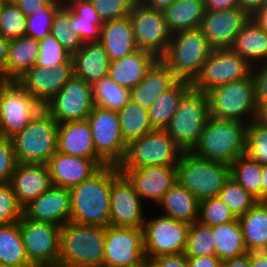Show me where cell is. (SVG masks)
<instances>
[{
    "label": "cell",
    "mask_w": 267,
    "mask_h": 267,
    "mask_svg": "<svg viewBox=\"0 0 267 267\" xmlns=\"http://www.w3.org/2000/svg\"><path fill=\"white\" fill-rule=\"evenodd\" d=\"M70 221L82 225L109 226L111 165L101 167L90 178L69 188Z\"/></svg>",
    "instance_id": "cell-1"
},
{
    "label": "cell",
    "mask_w": 267,
    "mask_h": 267,
    "mask_svg": "<svg viewBox=\"0 0 267 267\" xmlns=\"http://www.w3.org/2000/svg\"><path fill=\"white\" fill-rule=\"evenodd\" d=\"M248 123L210 117L191 151L195 156L230 165L246 152Z\"/></svg>",
    "instance_id": "cell-2"
},
{
    "label": "cell",
    "mask_w": 267,
    "mask_h": 267,
    "mask_svg": "<svg viewBox=\"0 0 267 267\" xmlns=\"http://www.w3.org/2000/svg\"><path fill=\"white\" fill-rule=\"evenodd\" d=\"M106 227L67 222L60 229L59 264L102 267Z\"/></svg>",
    "instance_id": "cell-3"
},
{
    "label": "cell",
    "mask_w": 267,
    "mask_h": 267,
    "mask_svg": "<svg viewBox=\"0 0 267 267\" xmlns=\"http://www.w3.org/2000/svg\"><path fill=\"white\" fill-rule=\"evenodd\" d=\"M213 49L199 28L185 30L172 35L161 60L178 80L192 83Z\"/></svg>",
    "instance_id": "cell-4"
},
{
    "label": "cell",
    "mask_w": 267,
    "mask_h": 267,
    "mask_svg": "<svg viewBox=\"0 0 267 267\" xmlns=\"http://www.w3.org/2000/svg\"><path fill=\"white\" fill-rule=\"evenodd\" d=\"M58 123L43 109L14 137L17 163L47 164L58 151Z\"/></svg>",
    "instance_id": "cell-5"
},
{
    "label": "cell",
    "mask_w": 267,
    "mask_h": 267,
    "mask_svg": "<svg viewBox=\"0 0 267 267\" xmlns=\"http://www.w3.org/2000/svg\"><path fill=\"white\" fill-rule=\"evenodd\" d=\"M210 118L207 93L192 87L181 98L177 110L165 131L182 149L191 152Z\"/></svg>",
    "instance_id": "cell-6"
},
{
    "label": "cell",
    "mask_w": 267,
    "mask_h": 267,
    "mask_svg": "<svg viewBox=\"0 0 267 267\" xmlns=\"http://www.w3.org/2000/svg\"><path fill=\"white\" fill-rule=\"evenodd\" d=\"M207 96L212 118L243 123L256 119L258 105L251 74L240 81L217 86L208 91Z\"/></svg>",
    "instance_id": "cell-7"
},
{
    "label": "cell",
    "mask_w": 267,
    "mask_h": 267,
    "mask_svg": "<svg viewBox=\"0 0 267 267\" xmlns=\"http://www.w3.org/2000/svg\"><path fill=\"white\" fill-rule=\"evenodd\" d=\"M177 181L199 201L218 196L230 178V165L183 152L177 163Z\"/></svg>",
    "instance_id": "cell-8"
},
{
    "label": "cell",
    "mask_w": 267,
    "mask_h": 267,
    "mask_svg": "<svg viewBox=\"0 0 267 267\" xmlns=\"http://www.w3.org/2000/svg\"><path fill=\"white\" fill-rule=\"evenodd\" d=\"M183 151L165 130H152L127 144L119 169L177 166Z\"/></svg>",
    "instance_id": "cell-9"
},
{
    "label": "cell",
    "mask_w": 267,
    "mask_h": 267,
    "mask_svg": "<svg viewBox=\"0 0 267 267\" xmlns=\"http://www.w3.org/2000/svg\"><path fill=\"white\" fill-rule=\"evenodd\" d=\"M44 107L15 81L0 85V128L3 138L21 132Z\"/></svg>",
    "instance_id": "cell-10"
},
{
    "label": "cell",
    "mask_w": 267,
    "mask_h": 267,
    "mask_svg": "<svg viewBox=\"0 0 267 267\" xmlns=\"http://www.w3.org/2000/svg\"><path fill=\"white\" fill-rule=\"evenodd\" d=\"M252 66L231 48L213 49L191 87L202 93L251 74Z\"/></svg>",
    "instance_id": "cell-11"
},
{
    "label": "cell",
    "mask_w": 267,
    "mask_h": 267,
    "mask_svg": "<svg viewBox=\"0 0 267 267\" xmlns=\"http://www.w3.org/2000/svg\"><path fill=\"white\" fill-rule=\"evenodd\" d=\"M86 120L96 154L107 165L119 166L124 159L127 143L122 137L118 113L93 106Z\"/></svg>",
    "instance_id": "cell-12"
},
{
    "label": "cell",
    "mask_w": 267,
    "mask_h": 267,
    "mask_svg": "<svg viewBox=\"0 0 267 267\" xmlns=\"http://www.w3.org/2000/svg\"><path fill=\"white\" fill-rule=\"evenodd\" d=\"M137 49L161 59L168 48L172 34L164 19L163 11L151 9L139 0L129 15Z\"/></svg>",
    "instance_id": "cell-13"
},
{
    "label": "cell",
    "mask_w": 267,
    "mask_h": 267,
    "mask_svg": "<svg viewBox=\"0 0 267 267\" xmlns=\"http://www.w3.org/2000/svg\"><path fill=\"white\" fill-rule=\"evenodd\" d=\"M142 203L133 183L118 166L111 165L109 226L143 228L146 219Z\"/></svg>",
    "instance_id": "cell-14"
},
{
    "label": "cell",
    "mask_w": 267,
    "mask_h": 267,
    "mask_svg": "<svg viewBox=\"0 0 267 267\" xmlns=\"http://www.w3.org/2000/svg\"><path fill=\"white\" fill-rule=\"evenodd\" d=\"M190 224L160 215L144 222V253L147 259L184 253Z\"/></svg>",
    "instance_id": "cell-15"
},
{
    "label": "cell",
    "mask_w": 267,
    "mask_h": 267,
    "mask_svg": "<svg viewBox=\"0 0 267 267\" xmlns=\"http://www.w3.org/2000/svg\"><path fill=\"white\" fill-rule=\"evenodd\" d=\"M60 226L36 222L22 215L19 230L23 245L33 267L59 264Z\"/></svg>",
    "instance_id": "cell-16"
},
{
    "label": "cell",
    "mask_w": 267,
    "mask_h": 267,
    "mask_svg": "<svg viewBox=\"0 0 267 267\" xmlns=\"http://www.w3.org/2000/svg\"><path fill=\"white\" fill-rule=\"evenodd\" d=\"M145 259L143 228L106 227L102 267H137Z\"/></svg>",
    "instance_id": "cell-17"
},
{
    "label": "cell",
    "mask_w": 267,
    "mask_h": 267,
    "mask_svg": "<svg viewBox=\"0 0 267 267\" xmlns=\"http://www.w3.org/2000/svg\"><path fill=\"white\" fill-rule=\"evenodd\" d=\"M92 108L91 84L74 75L44 106L58 124L86 120Z\"/></svg>",
    "instance_id": "cell-18"
},
{
    "label": "cell",
    "mask_w": 267,
    "mask_h": 267,
    "mask_svg": "<svg viewBox=\"0 0 267 267\" xmlns=\"http://www.w3.org/2000/svg\"><path fill=\"white\" fill-rule=\"evenodd\" d=\"M73 75V63H61L51 70L34 65L15 82L44 107Z\"/></svg>",
    "instance_id": "cell-19"
},
{
    "label": "cell",
    "mask_w": 267,
    "mask_h": 267,
    "mask_svg": "<svg viewBox=\"0 0 267 267\" xmlns=\"http://www.w3.org/2000/svg\"><path fill=\"white\" fill-rule=\"evenodd\" d=\"M251 16L240 7L221 12L205 11L199 29L214 48H230Z\"/></svg>",
    "instance_id": "cell-20"
},
{
    "label": "cell",
    "mask_w": 267,
    "mask_h": 267,
    "mask_svg": "<svg viewBox=\"0 0 267 267\" xmlns=\"http://www.w3.org/2000/svg\"><path fill=\"white\" fill-rule=\"evenodd\" d=\"M23 215L36 222L62 227L71 217L69 188L52 185L23 208Z\"/></svg>",
    "instance_id": "cell-21"
},
{
    "label": "cell",
    "mask_w": 267,
    "mask_h": 267,
    "mask_svg": "<svg viewBox=\"0 0 267 267\" xmlns=\"http://www.w3.org/2000/svg\"><path fill=\"white\" fill-rule=\"evenodd\" d=\"M133 183L141 199L159 205L165 193L177 182V167L157 165L137 169H119Z\"/></svg>",
    "instance_id": "cell-22"
},
{
    "label": "cell",
    "mask_w": 267,
    "mask_h": 267,
    "mask_svg": "<svg viewBox=\"0 0 267 267\" xmlns=\"http://www.w3.org/2000/svg\"><path fill=\"white\" fill-rule=\"evenodd\" d=\"M105 165L107 164L103 160L70 156L59 151L47 163L52 185L63 188H71L80 184Z\"/></svg>",
    "instance_id": "cell-23"
},
{
    "label": "cell",
    "mask_w": 267,
    "mask_h": 267,
    "mask_svg": "<svg viewBox=\"0 0 267 267\" xmlns=\"http://www.w3.org/2000/svg\"><path fill=\"white\" fill-rule=\"evenodd\" d=\"M10 184L18 204L24 208L52 186L47 164L18 163Z\"/></svg>",
    "instance_id": "cell-24"
},
{
    "label": "cell",
    "mask_w": 267,
    "mask_h": 267,
    "mask_svg": "<svg viewBox=\"0 0 267 267\" xmlns=\"http://www.w3.org/2000/svg\"><path fill=\"white\" fill-rule=\"evenodd\" d=\"M57 143L59 152L91 160H102L96 154L87 120L58 124Z\"/></svg>",
    "instance_id": "cell-25"
},
{
    "label": "cell",
    "mask_w": 267,
    "mask_h": 267,
    "mask_svg": "<svg viewBox=\"0 0 267 267\" xmlns=\"http://www.w3.org/2000/svg\"><path fill=\"white\" fill-rule=\"evenodd\" d=\"M177 80L170 68L161 59H157L142 81L131 89V101L148 110L156 98Z\"/></svg>",
    "instance_id": "cell-26"
},
{
    "label": "cell",
    "mask_w": 267,
    "mask_h": 267,
    "mask_svg": "<svg viewBox=\"0 0 267 267\" xmlns=\"http://www.w3.org/2000/svg\"><path fill=\"white\" fill-rule=\"evenodd\" d=\"M156 60L153 54L137 49L121 59L110 62L108 76L116 84L133 89L142 81Z\"/></svg>",
    "instance_id": "cell-27"
},
{
    "label": "cell",
    "mask_w": 267,
    "mask_h": 267,
    "mask_svg": "<svg viewBox=\"0 0 267 267\" xmlns=\"http://www.w3.org/2000/svg\"><path fill=\"white\" fill-rule=\"evenodd\" d=\"M74 76L93 84L108 75L110 60L100 42H85L72 55Z\"/></svg>",
    "instance_id": "cell-28"
},
{
    "label": "cell",
    "mask_w": 267,
    "mask_h": 267,
    "mask_svg": "<svg viewBox=\"0 0 267 267\" xmlns=\"http://www.w3.org/2000/svg\"><path fill=\"white\" fill-rule=\"evenodd\" d=\"M110 62L121 59L137 50L129 16L103 22L100 41Z\"/></svg>",
    "instance_id": "cell-29"
},
{
    "label": "cell",
    "mask_w": 267,
    "mask_h": 267,
    "mask_svg": "<svg viewBox=\"0 0 267 267\" xmlns=\"http://www.w3.org/2000/svg\"><path fill=\"white\" fill-rule=\"evenodd\" d=\"M164 216L192 224L199 219L200 201L178 181L171 186L160 201Z\"/></svg>",
    "instance_id": "cell-30"
},
{
    "label": "cell",
    "mask_w": 267,
    "mask_h": 267,
    "mask_svg": "<svg viewBox=\"0 0 267 267\" xmlns=\"http://www.w3.org/2000/svg\"><path fill=\"white\" fill-rule=\"evenodd\" d=\"M230 48L251 66L259 62L263 64L267 62V33L250 19L237 34Z\"/></svg>",
    "instance_id": "cell-31"
},
{
    "label": "cell",
    "mask_w": 267,
    "mask_h": 267,
    "mask_svg": "<svg viewBox=\"0 0 267 267\" xmlns=\"http://www.w3.org/2000/svg\"><path fill=\"white\" fill-rule=\"evenodd\" d=\"M40 52L39 41L30 36L10 40L6 62V81H16L31 69Z\"/></svg>",
    "instance_id": "cell-32"
},
{
    "label": "cell",
    "mask_w": 267,
    "mask_h": 267,
    "mask_svg": "<svg viewBox=\"0 0 267 267\" xmlns=\"http://www.w3.org/2000/svg\"><path fill=\"white\" fill-rule=\"evenodd\" d=\"M238 221L247 251L267 250V202H257Z\"/></svg>",
    "instance_id": "cell-33"
},
{
    "label": "cell",
    "mask_w": 267,
    "mask_h": 267,
    "mask_svg": "<svg viewBox=\"0 0 267 267\" xmlns=\"http://www.w3.org/2000/svg\"><path fill=\"white\" fill-rule=\"evenodd\" d=\"M204 1L176 0L163 10L170 33L198 29L204 16Z\"/></svg>",
    "instance_id": "cell-34"
},
{
    "label": "cell",
    "mask_w": 267,
    "mask_h": 267,
    "mask_svg": "<svg viewBox=\"0 0 267 267\" xmlns=\"http://www.w3.org/2000/svg\"><path fill=\"white\" fill-rule=\"evenodd\" d=\"M191 88V83L177 80L169 89L156 98L148 109L149 121L153 129L165 130L171 121L183 95Z\"/></svg>",
    "instance_id": "cell-35"
},
{
    "label": "cell",
    "mask_w": 267,
    "mask_h": 267,
    "mask_svg": "<svg viewBox=\"0 0 267 267\" xmlns=\"http://www.w3.org/2000/svg\"><path fill=\"white\" fill-rule=\"evenodd\" d=\"M71 10L70 31L83 43L99 42L102 21L90 0H77L67 6Z\"/></svg>",
    "instance_id": "cell-36"
},
{
    "label": "cell",
    "mask_w": 267,
    "mask_h": 267,
    "mask_svg": "<svg viewBox=\"0 0 267 267\" xmlns=\"http://www.w3.org/2000/svg\"><path fill=\"white\" fill-rule=\"evenodd\" d=\"M212 228L215 255L222 261L239 258L248 254L238 218Z\"/></svg>",
    "instance_id": "cell-37"
},
{
    "label": "cell",
    "mask_w": 267,
    "mask_h": 267,
    "mask_svg": "<svg viewBox=\"0 0 267 267\" xmlns=\"http://www.w3.org/2000/svg\"><path fill=\"white\" fill-rule=\"evenodd\" d=\"M0 263L7 267H33L23 245L19 222L0 226Z\"/></svg>",
    "instance_id": "cell-38"
},
{
    "label": "cell",
    "mask_w": 267,
    "mask_h": 267,
    "mask_svg": "<svg viewBox=\"0 0 267 267\" xmlns=\"http://www.w3.org/2000/svg\"><path fill=\"white\" fill-rule=\"evenodd\" d=\"M93 106L112 110H122L131 100V89L116 84L108 75L92 85Z\"/></svg>",
    "instance_id": "cell-39"
},
{
    "label": "cell",
    "mask_w": 267,
    "mask_h": 267,
    "mask_svg": "<svg viewBox=\"0 0 267 267\" xmlns=\"http://www.w3.org/2000/svg\"><path fill=\"white\" fill-rule=\"evenodd\" d=\"M230 177L261 202L262 165L246 154L230 164Z\"/></svg>",
    "instance_id": "cell-40"
},
{
    "label": "cell",
    "mask_w": 267,
    "mask_h": 267,
    "mask_svg": "<svg viewBox=\"0 0 267 267\" xmlns=\"http://www.w3.org/2000/svg\"><path fill=\"white\" fill-rule=\"evenodd\" d=\"M117 113L119 116L122 137L127 144L154 130L149 121L148 110L142 108L131 100Z\"/></svg>",
    "instance_id": "cell-41"
},
{
    "label": "cell",
    "mask_w": 267,
    "mask_h": 267,
    "mask_svg": "<svg viewBox=\"0 0 267 267\" xmlns=\"http://www.w3.org/2000/svg\"><path fill=\"white\" fill-rule=\"evenodd\" d=\"M70 23L71 10L67 6H61L53 17L50 34L73 55L83 46V41L78 34L70 31Z\"/></svg>",
    "instance_id": "cell-42"
},
{
    "label": "cell",
    "mask_w": 267,
    "mask_h": 267,
    "mask_svg": "<svg viewBox=\"0 0 267 267\" xmlns=\"http://www.w3.org/2000/svg\"><path fill=\"white\" fill-rule=\"evenodd\" d=\"M27 16L12 0H0V35L12 40L26 35Z\"/></svg>",
    "instance_id": "cell-43"
},
{
    "label": "cell",
    "mask_w": 267,
    "mask_h": 267,
    "mask_svg": "<svg viewBox=\"0 0 267 267\" xmlns=\"http://www.w3.org/2000/svg\"><path fill=\"white\" fill-rule=\"evenodd\" d=\"M218 197L239 218L250 210L256 203V198L245 188L230 177L220 190Z\"/></svg>",
    "instance_id": "cell-44"
},
{
    "label": "cell",
    "mask_w": 267,
    "mask_h": 267,
    "mask_svg": "<svg viewBox=\"0 0 267 267\" xmlns=\"http://www.w3.org/2000/svg\"><path fill=\"white\" fill-rule=\"evenodd\" d=\"M212 237L210 226L203 225L199 221L190 224L184 255L186 257L215 255V243Z\"/></svg>",
    "instance_id": "cell-45"
},
{
    "label": "cell",
    "mask_w": 267,
    "mask_h": 267,
    "mask_svg": "<svg viewBox=\"0 0 267 267\" xmlns=\"http://www.w3.org/2000/svg\"><path fill=\"white\" fill-rule=\"evenodd\" d=\"M236 219L234 213L218 196L200 201L198 221L201 224L214 227Z\"/></svg>",
    "instance_id": "cell-46"
},
{
    "label": "cell",
    "mask_w": 267,
    "mask_h": 267,
    "mask_svg": "<svg viewBox=\"0 0 267 267\" xmlns=\"http://www.w3.org/2000/svg\"><path fill=\"white\" fill-rule=\"evenodd\" d=\"M39 46L35 65L51 70L61 63H73L72 55L51 34L39 40Z\"/></svg>",
    "instance_id": "cell-47"
},
{
    "label": "cell",
    "mask_w": 267,
    "mask_h": 267,
    "mask_svg": "<svg viewBox=\"0 0 267 267\" xmlns=\"http://www.w3.org/2000/svg\"><path fill=\"white\" fill-rule=\"evenodd\" d=\"M61 6L51 0L41 11L27 16L26 36L41 40L50 34L53 17Z\"/></svg>",
    "instance_id": "cell-48"
},
{
    "label": "cell",
    "mask_w": 267,
    "mask_h": 267,
    "mask_svg": "<svg viewBox=\"0 0 267 267\" xmlns=\"http://www.w3.org/2000/svg\"><path fill=\"white\" fill-rule=\"evenodd\" d=\"M245 154L261 165H267V128L256 120L248 123Z\"/></svg>",
    "instance_id": "cell-49"
},
{
    "label": "cell",
    "mask_w": 267,
    "mask_h": 267,
    "mask_svg": "<svg viewBox=\"0 0 267 267\" xmlns=\"http://www.w3.org/2000/svg\"><path fill=\"white\" fill-rule=\"evenodd\" d=\"M22 215L10 182L0 183V226L19 222Z\"/></svg>",
    "instance_id": "cell-50"
},
{
    "label": "cell",
    "mask_w": 267,
    "mask_h": 267,
    "mask_svg": "<svg viewBox=\"0 0 267 267\" xmlns=\"http://www.w3.org/2000/svg\"><path fill=\"white\" fill-rule=\"evenodd\" d=\"M102 22L129 16L138 0H90Z\"/></svg>",
    "instance_id": "cell-51"
},
{
    "label": "cell",
    "mask_w": 267,
    "mask_h": 267,
    "mask_svg": "<svg viewBox=\"0 0 267 267\" xmlns=\"http://www.w3.org/2000/svg\"><path fill=\"white\" fill-rule=\"evenodd\" d=\"M17 164L12 139L2 138L0 140V183L11 181Z\"/></svg>",
    "instance_id": "cell-52"
},
{
    "label": "cell",
    "mask_w": 267,
    "mask_h": 267,
    "mask_svg": "<svg viewBox=\"0 0 267 267\" xmlns=\"http://www.w3.org/2000/svg\"><path fill=\"white\" fill-rule=\"evenodd\" d=\"M252 66L251 76L254 81L255 98L257 105L267 103V62L261 67ZM255 69V70H254Z\"/></svg>",
    "instance_id": "cell-53"
},
{
    "label": "cell",
    "mask_w": 267,
    "mask_h": 267,
    "mask_svg": "<svg viewBox=\"0 0 267 267\" xmlns=\"http://www.w3.org/2000/svg\"><path fill=\"white\" fill-rule=\"evenodd\" d=\"M158 267H189L184 253L160 255L151 259Z\"/></svg>",
    "instance_id": "cell-54"
},
{
    "label": "cell",
    "mask_w": 267,
    "mask_h": 267,
    "mask_svg": "<svg viewBox=\"0 0 267 267\" xmlns=\"http://www.w3.org/2000/svg\"><path fill=\"white\" fill-rule=\"evenodd\" d=\"M25 16L41 11L51 0H12Z\"/></svg>",
    "instance_id": "cell-55"
},
{
    "label": "cell",
    "mask_w": 267,
    "mask_h": 267,
    "mask_svg": "<svg viewBox=\"0 0 267 267\" xmlns=\"http://www.w3.org/2000/svg\"><path fill=\"white\" fill-rule=\"evenodd\" d=\"M239 7L238 0H204L205 11L221 12Z\"/></svg>",
    "instance_id": "cell-56"
},
{
    "label": "cell",
    "mask_w": 267,
    "mask_h": 267,
    "mask_svg": "<svg viewBox=\"0 0 267 267\" xmlns=\"http://www.w3.org/2000/svg\"><path fill=\"white\" fill-rule=\"evenodd\" d=\"M187 258L189 267H222V261L216 255Z\"/></svg>",
    "instance_id": "cell-57"
},
{
    "label": "cell",
    "mask_w": 267,
    "mask_h": 267,
    "mask_svg": "<svg viewBox=\"0 0 267 267\" xmlns=\"http://www.w3.org/2000/svg\"><path fill=\"white\" fill-rule=\"evenodd\" d=\"M10 40L0 35V77L6 81V62L8 58Z\"/></svg>",
    "instance_id": "cell-58"
},
{
    "label": "cell",
    "mask_w": 267,
    "mask_h": 267,
    "mask_svg": "<svg viewBox=\"0 0 267 267\" xmlns=\"http://www.w3.org/2000/svg\"><path fill=\"white\" fill-rule=\"evenodd\" d=\"M249 260L252 267H267V251H251Z\"/></svg>",
    "instance_id": "cell-59"
},
{
    "label": "cell",
    "mask_w": 267,
    "mask_h": 267,
    "mask_svg": "<svg viewBox=\"0 0 267 267\" xmlns=\"http://www.w3.org/2000/svg\"><path fill=\"white\" fill-rule=\"evenodd\" d=\"M239 7L252 16L262 7L263 0H238Z\"/></svg>",
    "instance_id": "cell-60"
},
{
    "label": "cell",
    "mask_w": 267,
    "mask_h": 267,
    "mask_svg": "<svg viewBox=\"0 0 267 267\" xmlns=\"http://www.w3.org/2000/svg\"><path fill=\"white\" fill-rule=\"evenodd\" d=\"M251 19L267 33V6H262L257 10L252 16Z\"/></svg>",
    "instance_id": "cell-61"
},
{
    "label": "cell",
    "mask_w": 267,
    "mask_h": 267,
    "mask_svg": "<svg viewBox=\"0 0 267 267\" xmlns=\"http://www.w3.org/2000/svg\"><path fill=\"white\" fill-rule=\"evenodd\" d=\"M222 267H252L249 260V252L245 256L222 262Z\"/></svg>",
    "instance_id": "cell-62"
},
{
    "label": "cell",
    "mask_w": 267,
    "mask_h": 267,
    "mask_svg": "<svg viewBox=\"0 0 267 267\" xmlns=\"http://www.w3.org/2000/svg\"><path fill=\"white\" fill-rule=\"evenodd\" d=\"M139 1L151 9L163 11L165 8L173 4L176 0H139Z\"/></svg>",
    "instance_id": "cell-63"
},
{
    "label": "cell",
    "mask_w": 267,
    "mask_h": 267,
    "mask_svg": "<svg viewBox=\"0 0 267 267\" xmlns=\"http://www.w3.org/2000/svg\"><path fill=\"white\" fill-rule=\"evenodd\" d=\"M260 125L267 128V103L258 105L255 119Z\"/></svg>",
    "instance_id": "cell-64"
},
{
    "label": "cell",
    "mask_w": 267,
    "mask_h": 267,
    "mask_svg": "<svg viewBox=\"0 0 267 267\" xmlns=\"http://www.w3.org/2000/svg\"><path fill=\"white\" fill-rule=\"evenodd\" d=\"M261 202H267V165H262Z\"/></svg>",
    "instance_id": "cell-65"
},
{
    "label": "cell",
    "mask_w": 267,
    "mask_h": 267,
    "mask_svg": "<svg viewBox=\"0 0 267 267\" xmlns=\"http://www.w3.org/2000/svg\"><path fill=\"white\" fill-rule=\"evenodd\" d=\"M60 6H68L70 3L77 1V0H54Z\"/></svg>",
    "instance_id": "cell-66"
},
{
    "label": "cell",
    "mask_w": 267,
    "mask_h": 267,
    "mask_svg": "<svg viewBox=\"0 0 267 267\" xmlns=\"http://www.w3.org/2000/svg\"><path fill=\"white\" fill-rule=\"evenodd\" d=\"M143 267H158L152 260L150 259H145L143 262Z\"/></svg>",
    "instance_id": "cell-67"
},
{
    "label": "cell",
    "mask_w": 267,
    "mask_h": 267,
    "mask_svg": "<svg viewBox=\"0 0 267 267\" xmlns=\"http://www.w3.org/2000/svg\"><path fill=\"white\" fill-rule=\"evenodd\" d=\"M43 267H67V266L57 264V265H50V266H43Z\"/></svg>",
    "instance_id": "cell-68"
},
{
    "label": "cell",
    "mask_w": 267,
    "mask_h": 267,
    "mask_svg": "<svg viewBox=\"0 0 267 267\" xmlns=\"http://www.w3.org/2000/svg\"><path fill=\"white\" fill-rule=\"evenodd\" d=\"M262 6H267V0H263Z\"/></svg>",
    "instance_id": "cell-69"
},
{
    "label": "cell",
    "mask_w": 267,
    "mask_h": 267,
    "mask_svg": "<svg viewBox=\"0 0 267 267\" xmlns=\"http://www.w3.org/2000/svg\"><path fill=\"white\" fill-rule=\"evenodd\" d=\"M2 132H1V128H0V140L2 139Z\"/></svg>",
    "instance_id": "cell-70"
},
{
    "label": "cell",
    "mask_w": 267,
    "mask_h": 267,
    "mask_svg": "<svg viewBox=\"0 0 267 267\" xmlns=\"http://www.w3.org/2000/svg\"><path fill=\"white\" fill-rule=\"evenodd\" d=\"M4 81L2 80V78L0 77V85L3 83Z\"/></svg>",
    "instance_id": "cell-71"
},
{
    "label": "cell",
    "mask_w": 267,
    "mask_h": 267,
    "mask_svg": "<svg viewBox=\"0 0 267 267\" xmlns=\"http://www.w3.org/2000/svg\"><path fill=\"white\" fill-rule=\"evenodd\" d=\"M0 267H7V266H5V265H3V264L0 263Z\"/></svg>",
    "instance_id": "cell-72"
}]
</instances>
